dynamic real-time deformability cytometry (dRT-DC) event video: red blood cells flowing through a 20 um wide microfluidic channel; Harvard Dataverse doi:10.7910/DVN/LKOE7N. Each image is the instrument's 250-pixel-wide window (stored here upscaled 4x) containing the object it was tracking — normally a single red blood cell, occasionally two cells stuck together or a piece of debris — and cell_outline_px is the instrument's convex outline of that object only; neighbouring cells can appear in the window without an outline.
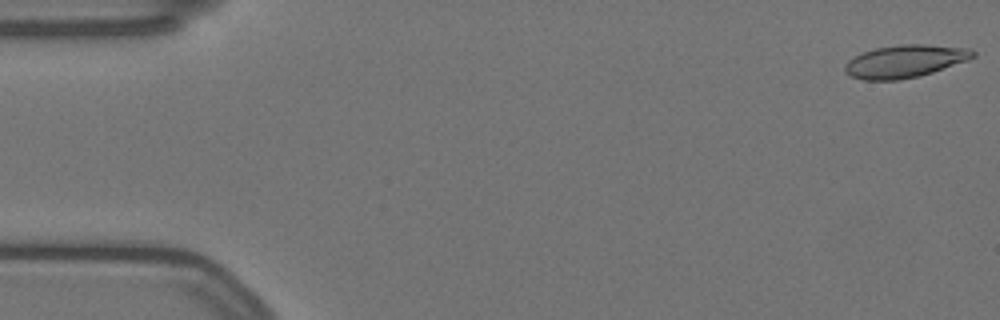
{"species": "Egyptian fruit bat (a non-hibernating species)", "species_latin": "Rousettus aegyptiacus", "temperature_condition": "warm", "stored_images_in_passage": 12, "camera_frame_rate_fps": 3000, "um_per_image_px": 0.085, "animal": {"sex": "female"}, "frame": {"image": 1, "passage_image": 1, "time_ms": 0.0, "image_size_px": [1000, 320], "cell_outline_px": [[976, 56], [968, 60], [920, 76], [896, 80], [864, 80], [852, 76], [844, 72], [844, 64], [848, 60], [864, 52], [876, 48], [900, 44], [924, 44], [968, 48], [976, 52]], "centroid_in_image_um": [76.92, 5.2], "position_along_channel_um": 8.1, "area_um2": 24.28}}